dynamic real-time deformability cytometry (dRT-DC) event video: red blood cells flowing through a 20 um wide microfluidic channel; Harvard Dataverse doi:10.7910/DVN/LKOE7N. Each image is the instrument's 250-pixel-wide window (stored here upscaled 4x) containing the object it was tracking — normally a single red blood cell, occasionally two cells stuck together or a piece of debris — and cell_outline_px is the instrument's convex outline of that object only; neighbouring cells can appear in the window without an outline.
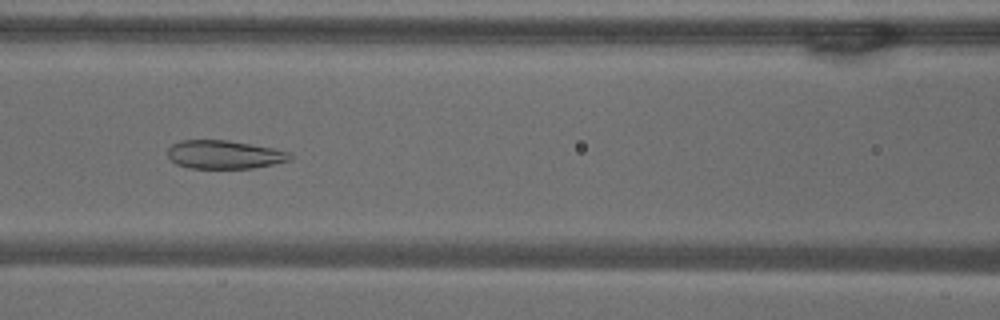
{"species": "common noctule bat (a hibernating species)", "species_latin": "Nyctalus noctula", "temperature_condition": "warm", "stored_images_in_passage": 49, "camera_frame_rate_fps": 3000, "um_per_image_px": 0.085, "animal": {"sex": "male", "body_mass_g": 18.8}, "frame": {"image": 1, "passage_image": 18, "time_ms": 5.667, "image_size_px": [1000, 320], "cell_outline_px": [[292, 156], [288, 160], [272, 164], [252, 168], [192, 168], [176, 164], [168, 156], [168, 148], [172, 144], [180, 140], [228, 140], [272, 148], [292, 152]], "centroid_in_image_um": [19.05, 13.13], "position_along_channel_um": 147.6, "area_um2": 20.11}}
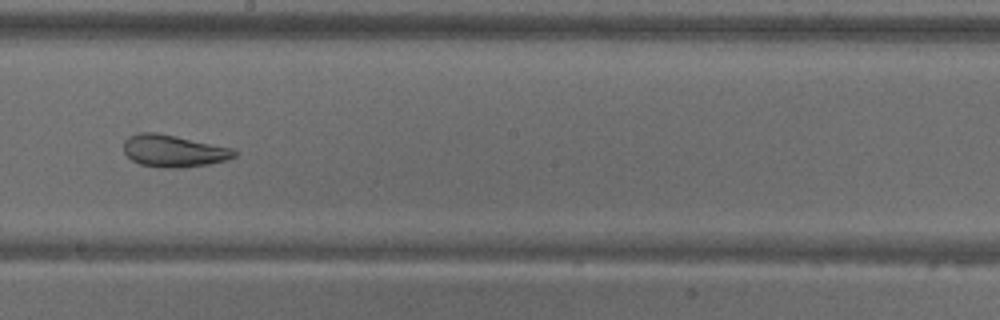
{"frame": {"image": 2, "passage_image": 25, "time_ms": 8.0, "image_size_px": [1000, 320], "cell_outline_px": [[236, 156], [228, 160], [208, 164], [180, 168], [160, 168], [140, 164], [132, 160], [124, 152], [124, 140], [128, 136], [136, 132], [156, 132], [236, 148]], "centroid_in_image_um": [14.77, 12.82], "position_along_channel_um": 233.4, "area_um2": 21.04}}
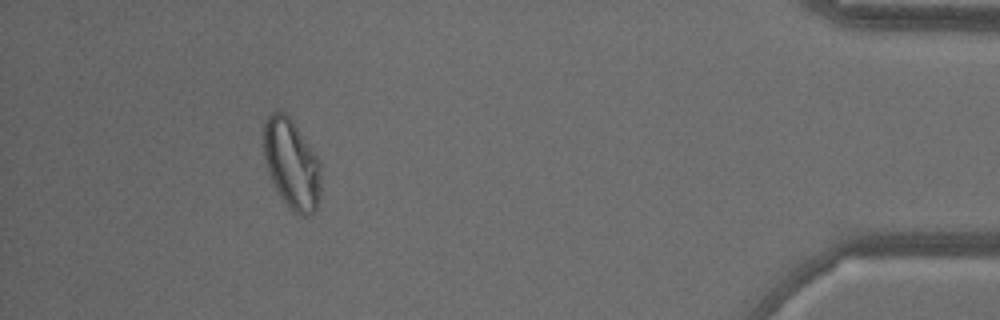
{"frame": {"image": 3, "passage_image": 44, "time_ms": 14.333, "image_size_px": [1000, 320], "cell_outline_px": [[320, 200], [316, 208], [308, 216], [304, 216], [296, 212], [284, 200], [276, 188], [268, 172], [264, 156], [264, 124], [268, 116], [276, 108], [284, 112], [292, 120], [320, 160]], "centroid_in_image_um": [24.8, 13.89], "position_along_channel_um": 410.4, "area_um2": 29.65}, "authors_computed_cell_mechanics": {"area_um2": 26.877, "velocity_mm_per_s": 3.6956, "shape_relaxation_time_tau1_ms": null, "shape_relaxation_time_tau2_ms": 1.6637, "deformation_change_tau1": null, "deformation_change_tau2": 0.0847}}